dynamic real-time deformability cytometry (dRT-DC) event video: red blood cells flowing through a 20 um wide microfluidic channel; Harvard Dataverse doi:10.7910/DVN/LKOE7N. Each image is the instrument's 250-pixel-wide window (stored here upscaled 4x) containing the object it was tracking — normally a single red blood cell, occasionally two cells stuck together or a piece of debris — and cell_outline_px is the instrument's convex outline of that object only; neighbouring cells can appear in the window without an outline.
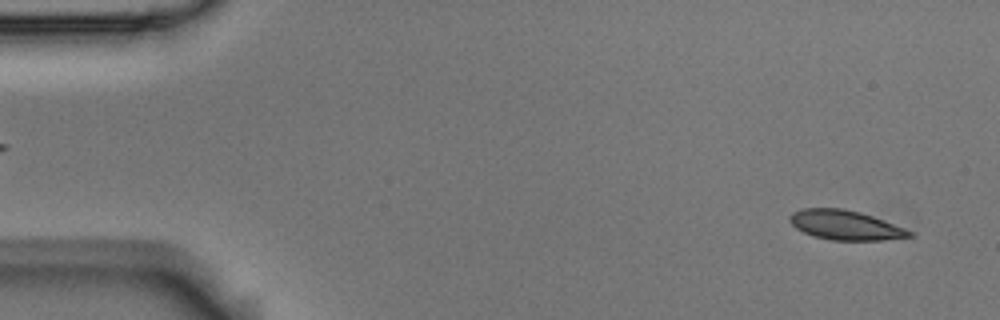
{"species": "Egyptian fruit bat (a non-hibernating species)", "species_latin": "Rousettus aegyptiacus", "temperature_condition": "room temperature", "stored_images_in_passage": 4, "camera_frame_rate_fps": 3000, "um_per_image_px": 0.085, "animal": {"sex": "male"}, "frame": {"image": 1, "passage_image": 1, "time_ms": 0.0, "image_size_px": [1000, 320], "cell_outline_px": [[912, 236], [880, 240], [832, 240], [812, 236], [796, 228], [788, 220], [788, 216], [792, 212], [804, 208], [844, 208], [860, 212], [872, 216], [904, 228], [912, 232]], "centroid_in_image_um": [71.79, 19.12], "position_along_channel_um": 13.2, "area_um2": 20.46}}